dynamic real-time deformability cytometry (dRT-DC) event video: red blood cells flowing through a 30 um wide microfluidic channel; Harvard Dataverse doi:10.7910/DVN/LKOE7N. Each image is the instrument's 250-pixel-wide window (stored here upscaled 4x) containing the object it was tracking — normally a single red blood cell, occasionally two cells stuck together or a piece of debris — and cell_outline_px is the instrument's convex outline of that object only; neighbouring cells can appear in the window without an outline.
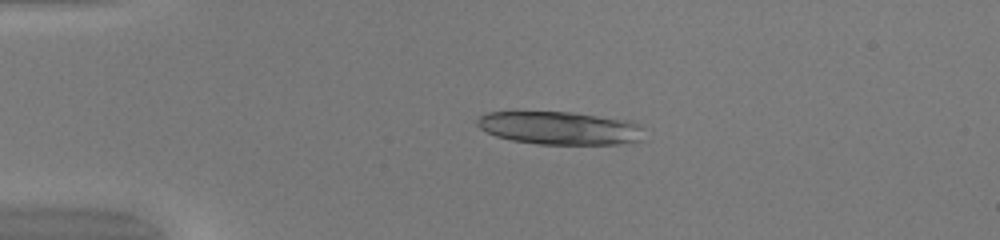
{"species": "common noctule bat (a hibernating species)", "species_latin": "Nyctalus noctula", "temperature_condition": "warm", "stored_images_in_passage": 39, "camera_frame_rate_fps": 3000, "um_per_image_px": 0.085, "animal": {"sex": "female", "body_mass_g": 20.0, "forearm_length_mm": 54.0}, "frame": {"image": 1, "passage_image": 11, "time_ms": 3.333, "image_size_px": [1000, 240], "cell_outline_px": [[644, 140], [616, 144], [536, 144], [512, 140], [496, 136], [480, 128], [476, 124], [476, 120], [480, 116], [488, 112], [568, 112], [628, 120], [640, 124]], "centroid_in_image_um": [47.59, 10.89], "position_along_channel_um": 37.4, "area_um2": 32.02}}
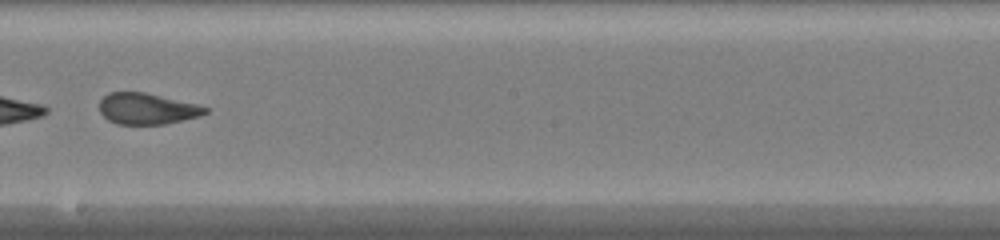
{"frame": {"image": 2, "passage_image": 29, "time_ms": 9.333, "image_size_px": [1000, 240], "cell_outline_px": [[208, 112], [200, 116], [164, 124], [116, 124], [108, 120], [100, 112], [100, 100], [108, 92], [144, 92], [196, 104], [208, 108]], "centroid_in_image_um": [12.47, 9.24], "position_along_channel_um": 235.7, "area_um2": 19.07}}
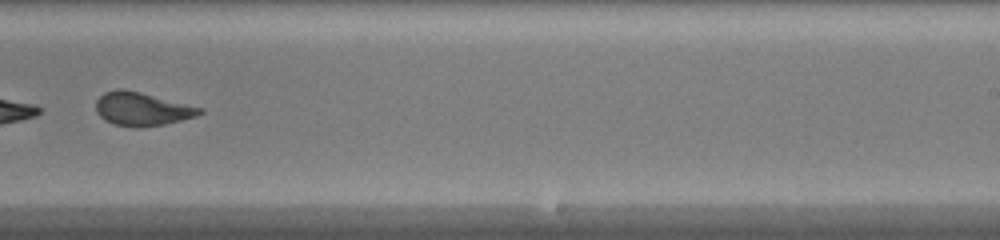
{"frame": {"image": 3, "passage_image": 32, "time_ms": 10.333, "image_size_px": [1000, 240], "cell_outline_px": [[204, 112], [196, 116], [164, 124], [136, 128], [112, 124], [104, 120], [96, 112], [96, 100], [104, 92], [120, 88], [124, 88], [204, 108]], "centroid_in_image_um": [12.05, 9.26], "position_along_channel_um": 277.0, "area_um2": 20.29}, "authors_computed_cell_mechanics": {"area_um2": 20.9814, "velocity_mm_per_s": 4.1226, "shape_relaxation_time_tau1_ms": 7.541, "shape_relaxation_time_tau2_ms": 0.7176, "deformation_change_tau1": 0.2359, "deformation_change_tau2": 0.0794}}